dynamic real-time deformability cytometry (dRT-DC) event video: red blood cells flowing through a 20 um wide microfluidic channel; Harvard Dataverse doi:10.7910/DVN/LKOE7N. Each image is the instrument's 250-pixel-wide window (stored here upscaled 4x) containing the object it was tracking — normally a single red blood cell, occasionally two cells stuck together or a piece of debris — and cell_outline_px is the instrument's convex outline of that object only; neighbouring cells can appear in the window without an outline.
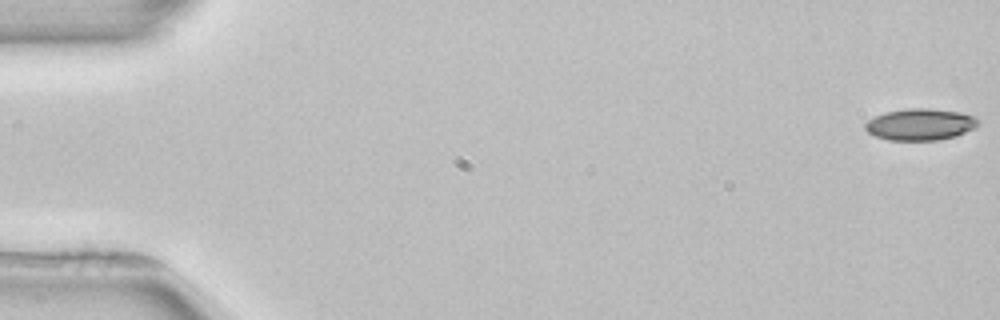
{"species": "common noctule bat (a hibernating species)", "species_latin": "Nyctalus noctula", "temperature_condition": "room temperature", "stored_images_in_passage": 4, "camera_frame_rate_fps": 3000, "um_per_image_px": 0.085, "animal": {"sex": "female", "body_mass_g": 22.7, "forearm_length_mm": 54.2}, "frame": {"image": 1, "passage_image": 1, "time_ms": 0.0, "image_size_px": [1000, 320], "cell_outline_px": [[980, 124], [976, 128], [956, 136], [936, 140], [888, 140], [876, 136], [868, 132], [864, 128], [864, 124], [868, 120], [884, 112], [908, 108], [928, 108], [960, 112], [972, 116], [980, 120]], "centroid_in_image_um": [78.24, 10.57], "position_along_channel_um": 6.8, "area_um2": 20.92}}
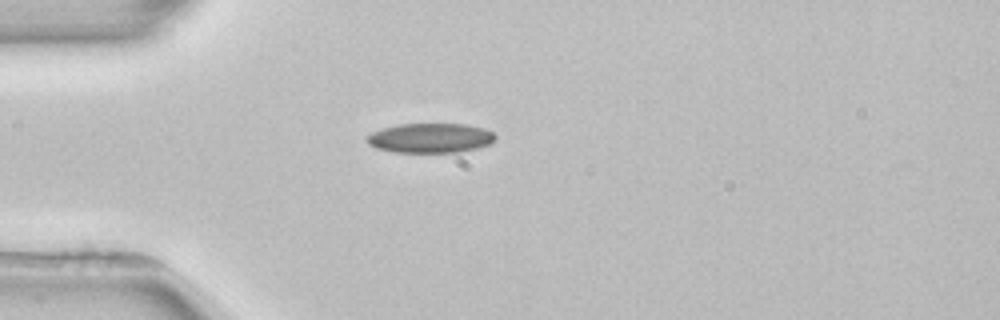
{"frame": {"image": 2, "passage_image": 4, "time_ms": 4.667, "image_size_px": [1000, 320], "cell_outline_px": [[496, 140], [492, 144], [460, 152], [392, 152], [376, 148], [368, 144], [364, 140], [364, 136], [372, 132], [384, 128], [400, 124], [468, 124], [484, 128], [492, 132], [496, 136]], "centroid_in_image_um": [36.58, 11.73], "position_along_channel_um": 48.4, "area_um2": 22.43}}